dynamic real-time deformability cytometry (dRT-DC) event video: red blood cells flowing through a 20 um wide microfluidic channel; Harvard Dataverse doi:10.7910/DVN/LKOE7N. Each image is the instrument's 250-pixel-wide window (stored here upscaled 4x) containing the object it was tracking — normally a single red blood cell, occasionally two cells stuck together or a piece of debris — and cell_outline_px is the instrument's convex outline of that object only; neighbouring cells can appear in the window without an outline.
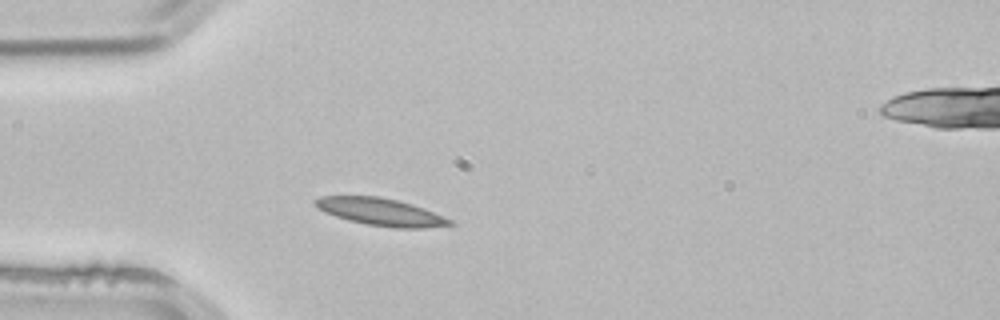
{"species": "common noctule bat (a hibernating species)", "species_latin": "Nyctalus noctula", "temperature_condition": "room temperature", "stored_images_in_passage": 1, "camera_frame_rate_fps": 3000, "um_per_image_px": 0.085, "animal": {"sex": "male", "body_mass_g": 21.5, "forearm_length_mm": 52.0}, "frame": {"image": 1, "passage_image": 1, "time_ms": 0.0, "image_size_px": [1000, 320], "cell_outline_px": [[456, 224], [424, 228], [392, 228], [368, 224], [348, 220], [324, 212], [316, 208], [312, 200], [320, 196], [380, 196], [412, 204], [424, 208], [452, 220]], "centroid_in_image_um": [32.34, 18.01], "position_along_channel_um": 52.7, "area_um2": 21.5}}